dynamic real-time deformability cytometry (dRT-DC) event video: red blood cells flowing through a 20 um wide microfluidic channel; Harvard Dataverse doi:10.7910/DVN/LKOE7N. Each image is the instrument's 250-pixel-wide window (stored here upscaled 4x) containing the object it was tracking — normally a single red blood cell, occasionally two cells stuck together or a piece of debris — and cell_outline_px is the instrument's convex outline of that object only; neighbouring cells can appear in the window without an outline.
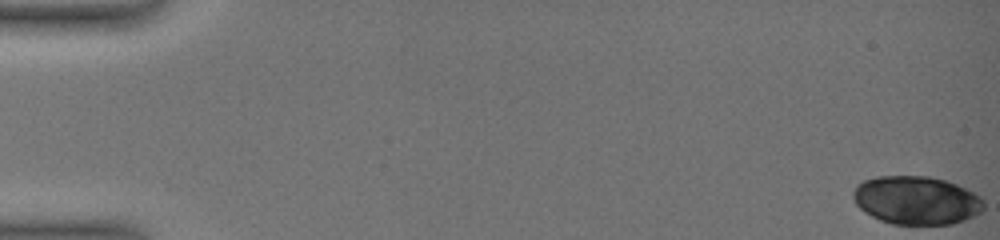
{"species": "common noctule bat (a hibernating species)", "species_latin": "Nyctalus noctula", "temperature_condition": "warm", "stored_images_in_passage": 36, "camera_frame_rate_fps": 3000, "um_per_image_px": 0.085, "animal": {"sex": "female", "body_mass_g": 19.0, "forearm_length_mm": 51.5}, "frame": {"image": 1, "passage_image": 1, "time_ms": 0.0, "image_size_px": [1000, 240], "cell_outline_px": [[984, 212], [964, 220], [952, 224], [892, 224], [880, 220], [864, 212], [856, 204], [852, 196], [852, 192], [856, 184], [864, 180], [876, 176], [928, 176], [944, 180], [956, 184], [980, 196], [984, 200]], "centroid_in_image_um": [77.89, 17.02], "position_along_channel_um": 7.1, "area_um2": 37.05}}